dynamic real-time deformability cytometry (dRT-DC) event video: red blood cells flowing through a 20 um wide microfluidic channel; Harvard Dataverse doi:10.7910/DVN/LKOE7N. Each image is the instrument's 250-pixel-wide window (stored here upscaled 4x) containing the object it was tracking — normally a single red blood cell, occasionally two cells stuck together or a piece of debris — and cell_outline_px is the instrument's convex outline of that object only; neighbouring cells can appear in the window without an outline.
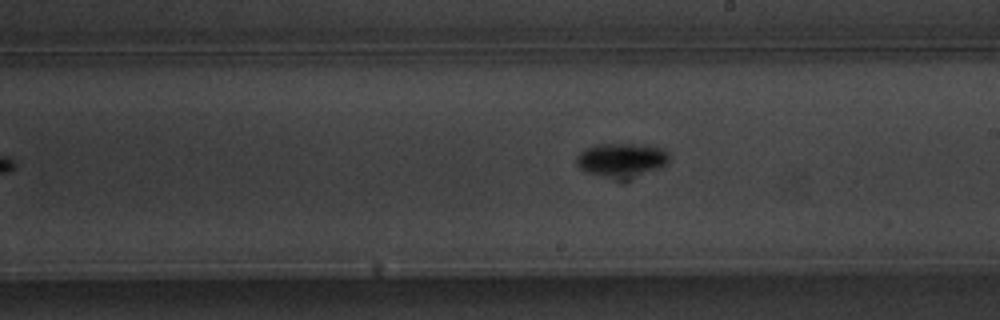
{"species": "common noctule bat (a hibernating species)", "species_latin": "Nyctalus noctula", "temperature_condition": "warm", "stored_images_in_passage": 40, "camera_frame_rate_fps": 3000, "um_per_image_px": 0.085, "animal": {"sex": "male", "body_mass_g": 20.1, "forearm_length_mm": 53.5}, "frame": {"image": 1, "passage_image": 18, "time_ms": 5.667, "image_size_px": [1000, 320], "cell_outline_px": [[668, 164], [660, 168], [628, 180], [620, 180], [600, 176], [584, 172], [576, 164], [576, 156], [580, 152], [592, 144], [648, 144], [664, 148], [668, 152]], "centroid_in_image_um": [52.84, 13.61], "position_along_channel_um": 236.2, "area_um2": 19.02}}